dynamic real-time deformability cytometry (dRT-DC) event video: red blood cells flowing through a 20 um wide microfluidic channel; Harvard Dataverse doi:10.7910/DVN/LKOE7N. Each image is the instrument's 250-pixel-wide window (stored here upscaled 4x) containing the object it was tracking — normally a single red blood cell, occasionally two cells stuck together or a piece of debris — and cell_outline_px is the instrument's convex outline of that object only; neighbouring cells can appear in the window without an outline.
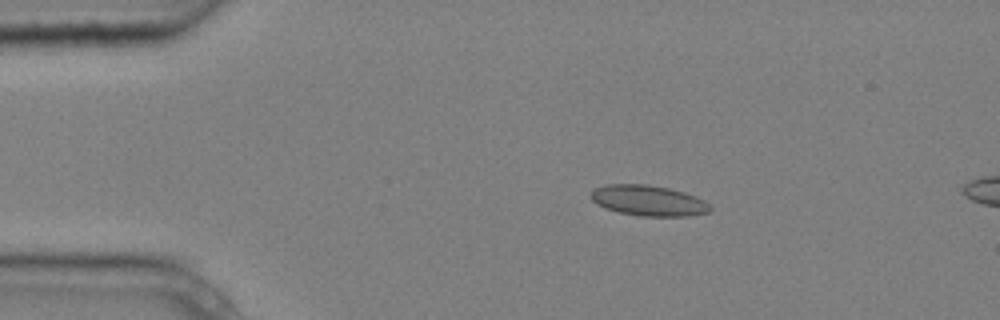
{"species": "common noctule bat (a hibernating species)", "species_latin": "Nyctalus noctula", "temperature_condition": "cold", "stored_images_in_passage": 4, "camera_frame_rate_fps": 3000, "um_per_image_px": 0.085, "animal": {"sex": "male", "body_mass_g": 20.4}, "frame": {"image": 1, "passage_image": 2, "time_ms": 0.333, "image_size_px": [1000, 320], "cell_outline_px": [[712, 208], [708, 212], [688, 216], [640, 216], [620, 212], [604, 208], [596, 204], [588, 196], [596, 188], [604, 184], [644, 184], [668, 188], [684, 192], [696, 196], [704, 200]], "centroid_in_image_um": [55.09, 17.05], "position_along_channel_um": 29.9, "area_um2": 21.27}}